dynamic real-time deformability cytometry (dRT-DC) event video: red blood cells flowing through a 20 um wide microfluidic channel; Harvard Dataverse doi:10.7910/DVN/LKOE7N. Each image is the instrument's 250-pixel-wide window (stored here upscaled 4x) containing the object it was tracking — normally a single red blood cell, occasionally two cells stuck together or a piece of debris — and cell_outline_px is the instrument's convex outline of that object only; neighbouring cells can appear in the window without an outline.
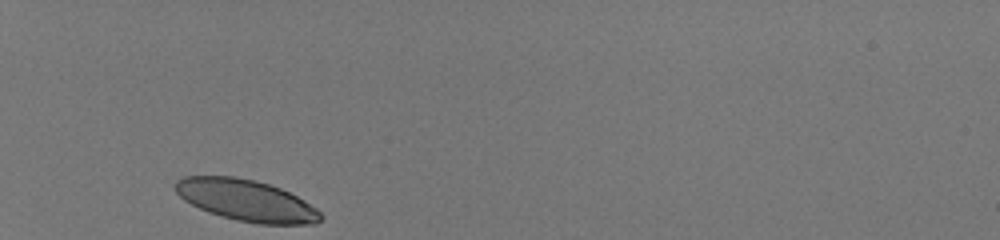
{"species": "human", "species_latin": "Homo sapiens", "temperature_condition": "room temperature", "stored_images_in_passage": 29, "camera_frame_rate_fps": 3000, "um_per_image_px": 0.085, "donor": {"sex": "male"}, "frame": {"image": 1, "passage_image": 1, "time_ms": 0.0, "image_size_px": [1000, 240], "cell_outline_px": [[324, 216], [316, 224], [260, 224], [236, 220], [208, 212], [184, 200], [176, 192], [176, 180], [184, 176], [232, 176], [256, 180], [280, 188], [304, 200], [316, 208]], "centroid_in_image_um": [20.94, 17.03], "position_along_channel_um": 64.1, "area_um2": 34.91}}
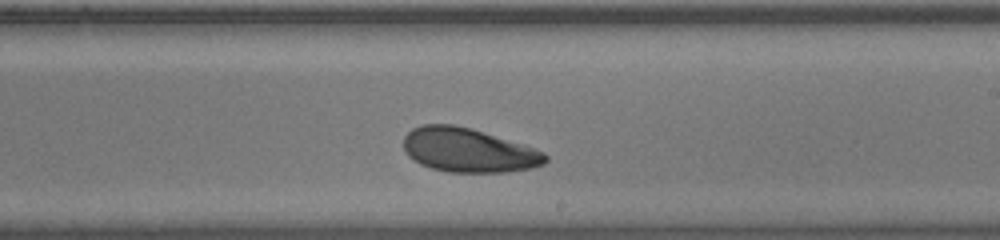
{"frame": {"image": 2, "passage_image": 17, "time_ms": 5.333, "image_size_px": [1000, 240], "cell_outline_px": [[548, 160], [544, 164], [532, 168], [504, 172], [448, 172], [432, 168], [420, 164], [412, 160], [408, 156], [404, 148], [404, 136], [412, 128], [424, 124], [452, 124], [468, 128], [524, 144], [544, 152], [548, 156]], "centroid_in_image_um": [39.8, 12.77], "position_along_channel_um": 249.2, "area_um2": 36.36}}
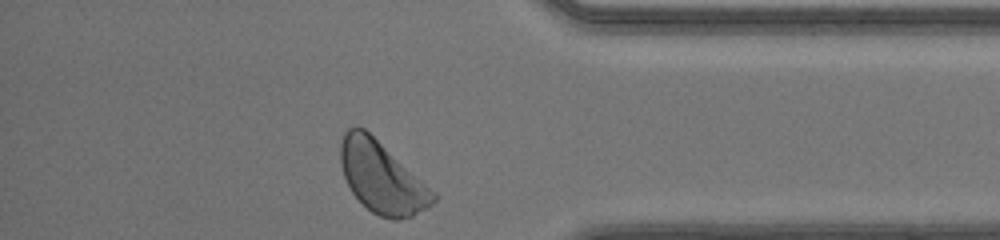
{"frame": {"image": 3, "passage_image": 29, "time_ms": 9.333, "image_size_px": [1000, 240], "cell_outline_px": [[436, 200], [428, 208], [412, 216], [400, 220], [392, 220], [380, 216], [372, 212], [352, 192], [344, 176], [340, 164], [340, 144], [344, 132], [348, 128], [356, 124], [364, 128], [436, 192]], "centroid_in_image_um": [32.45, 15.07], "position_along_channel_um": 402.7, "area_um2": 38.38}, "authors_computed_cell_mechanics": {"area_um2": 36.414, "velocity_mm_per_s": 4.0321, "shape_relaxation_time_tau1_ms": 1.9258, "shape_relaxation_time_tau2_ms": 5.5323, "deformation_change_tau1": 0.0979, "deformation_change_tau2": 0.1298}}